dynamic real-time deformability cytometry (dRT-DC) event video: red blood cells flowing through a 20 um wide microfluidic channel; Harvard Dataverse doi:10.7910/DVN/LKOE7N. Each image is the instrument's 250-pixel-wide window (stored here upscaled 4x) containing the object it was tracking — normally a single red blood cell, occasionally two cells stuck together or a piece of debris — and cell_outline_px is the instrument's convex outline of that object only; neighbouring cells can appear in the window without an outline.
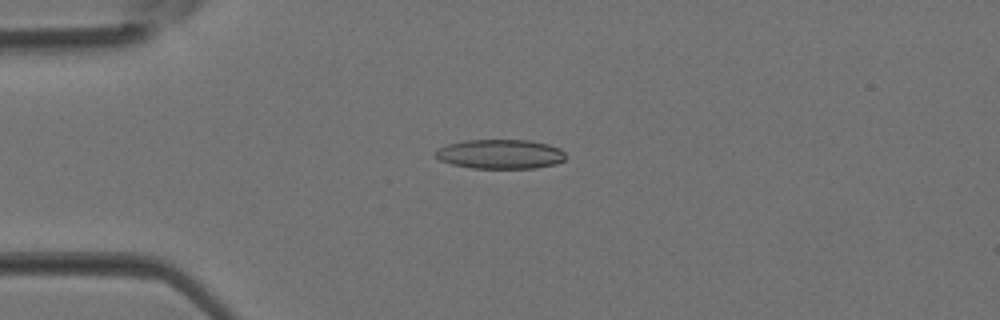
{"species": "Egyptian fruit bat (a non-hibernating species)", "species_latin": "Rousettus aegyptiacus", "temperature_condition": "room temperature", "stored_images_in_passage": 4, "camera_frame_rate_fps": 3000, "um_per_image_px": 0.085, "animal": {"sex": "female"}, "frame": {"image": 1, "passage_image": 3, "time_ms": 0.667, "image_size_px": [1000, 320], "cell_outline_px": [[564, 160], [556, 164], [536, 168], [472, 168], [452, 164], [440, 160], [432, 156], [440, 148], [448, 144], [464, 140], [528, 140], [548, 144], [560, 148], [564, 152]], "centroid_in_image_um": [42.52, 13.1], "position_along_channel_um": 42.5, "area_um2": 22.31}}